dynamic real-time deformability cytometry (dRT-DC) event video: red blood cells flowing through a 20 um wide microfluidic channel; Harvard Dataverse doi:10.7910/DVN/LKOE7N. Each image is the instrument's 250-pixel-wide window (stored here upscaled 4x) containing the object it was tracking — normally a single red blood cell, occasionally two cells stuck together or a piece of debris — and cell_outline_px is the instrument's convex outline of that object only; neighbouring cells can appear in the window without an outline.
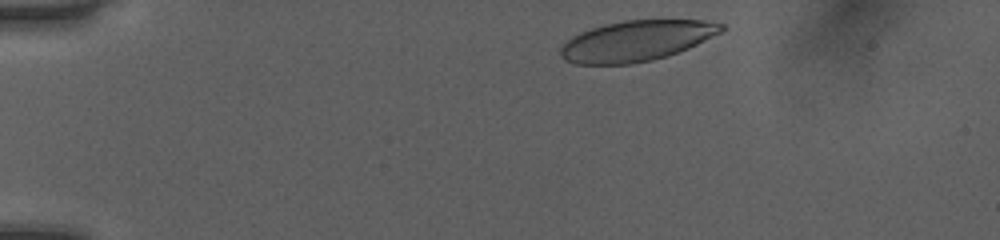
{"species": "human", "species_latin": "Homo sapiens", "temperature_condition": "room temperature", "stored_images_in_passage": 36, "camera_frame_rate_fps": 3000, "um_per_image_px": 0.085, "donor": {"sex": "female"}, "frame": {"image": 1, "passage_image": 2, "time_ms": 0.333, "image_size_px": [1000, 240], "cell_outline_px": [[724, 28], [720, 32], [688, 48], [668, 56], [652, 60], [632, 64], [576, 64], [564, 60], [560, 56], [560, 48], [572, 36], [580, 32], [604, 24], [624, 20], [700, 20], [724, 24]], "centroid_in_image_um": [54.05, 3.48], "position_along_channel_um": 30.9, "area_um2": 37.8}}
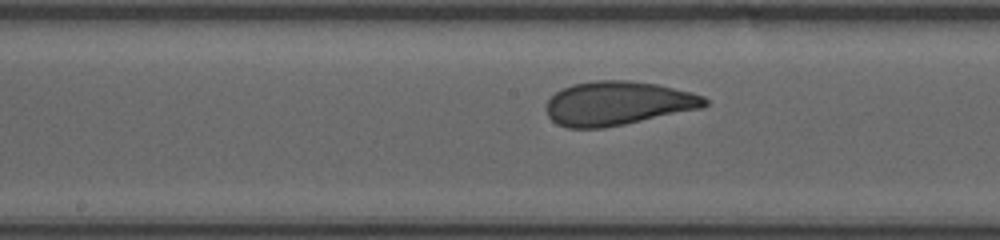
{"frame": {"image": 2, "passage_image": 20, "time_ms": 6.333, "image_size_px": [1000, 240], "cell_outline_px": [[708, 104], [700, 108], [624, 124], [604, 128], [568, 128], [556, 124], [548, 116], [544, 108], [548, 100], [556, 92], [572, 84], [596, 80], [628, 80], [656, 84], [692, 92], [704, 96], [708, 100]], "centroid_in_image_um": [52.47, 8.78], "position_along_channel_um": 195.7, "area_um2": 40.52}}
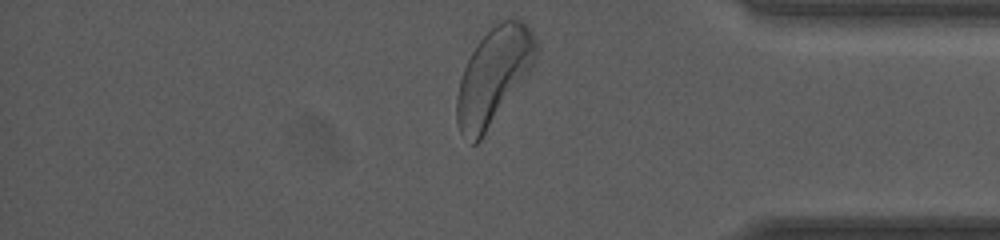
{"frame": {"image": 3, "passage_image": 36, "time_ms": 11.667, "image_size_px": [1000, 240], "cell_outline_px": [[536, 56], [528, 72], [480, 140], [476, 144], [472, 144], [460, 132], [456, 120], [456, 96], [460, 80], [464, 68], [472, 52], [480, 40], [496, 24], [508, 16], [516, 16], [532, 32], [536, 40]], "centroid_in_image_um": [41.92, 6.44], "position_along_channel_um": 393.3, "area_um2": 43.35}, "authors_computed_cell_mechanics": {"area_um2": 39.7086, "velocity_mm_per_s": 4.0278, "shape_relaxation_time_tau1_ms": 2.6922, "shape_relaxation_time_tau2_ms": 0.834, "deformation_change_tau1": 0.1387, "deformation_change_tau2": 0.0771}}